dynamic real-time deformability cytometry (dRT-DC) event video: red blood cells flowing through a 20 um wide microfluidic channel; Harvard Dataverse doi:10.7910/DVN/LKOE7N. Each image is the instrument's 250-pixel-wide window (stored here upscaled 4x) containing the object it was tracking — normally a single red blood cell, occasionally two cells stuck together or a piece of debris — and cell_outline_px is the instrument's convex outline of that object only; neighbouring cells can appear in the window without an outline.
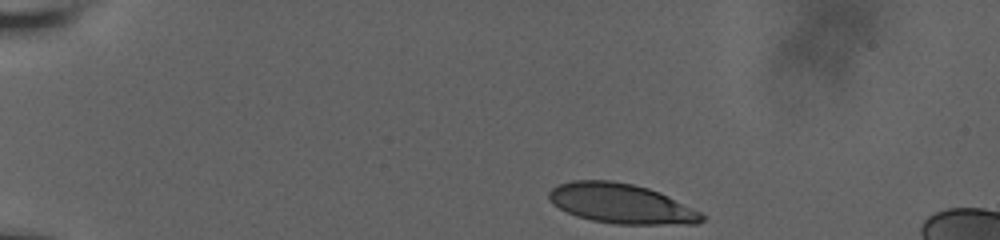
{"species": "human", "species_latin": "Homo sapiens", "temperature_condition": "room temperature", "stored_images_in_passage": 57, "camera_frame_rate_fps": 3000, "um_per_image_px": 0.085, "donor": {"sex": "male"}, "frame": {"image": 1, "passage_image": 1, "time_ms": 0.0, "image_size_px": [1000, 240], "cell_outline_px": [[708, 216], [704, 220], [696, 224], [616, 224], [592, 220], [576, 216], [552, 204], [548, 200], [548, 192], [552, 188], [560, 184], [572, 180], [612, 180], [632, 184], [648, 188], [660, 192]], "centroid_in_image_um": [52.8, 17.3], "position_along_channel_um": 32.2, "area_um2": 35.49}}
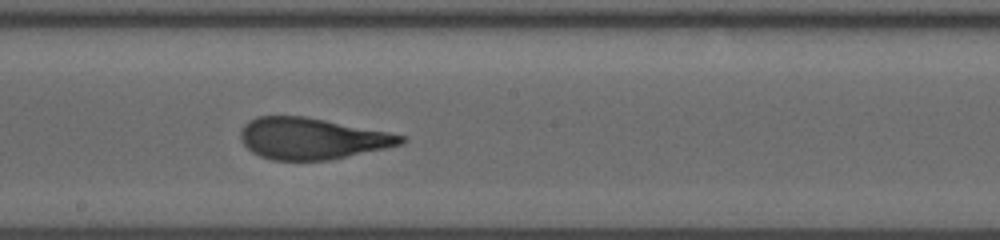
{"frame": {"image": 2, "passage_image": 33, "time_ms": 7.333, "image_size_px": [1000, 240], "cell_outline_px": [[408, 140], [400, 144], [384, 148], [332, 160], [272, 160], [260, 156], [252, 152], [240, 140], [240, 128], [248, 120], [256, 116], [308, 116], [408, 136]], "centroid_in_image_um": [26.49, 11.76], "position_along_channel_um": 221.7, "area_um2": 38.96}}
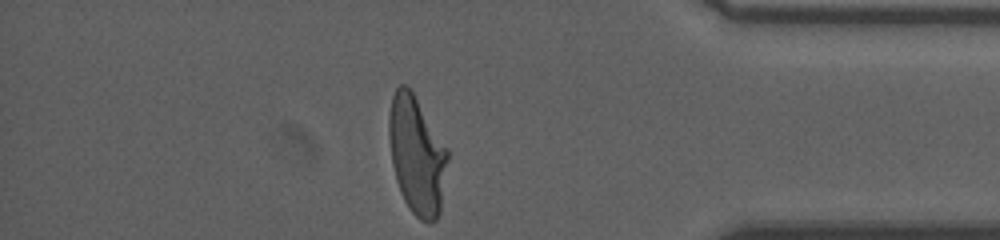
{"frame": {"image": 3, "passage_image": 57, "time_ms": 12.667, "image_size_px": [1000, 240], "cell_outline_px": [[448, 156], [440, 212], [436, 220], [428, 224], [420, 220], [412, 212], [404, 200], [400, 192], [396, 180], [392, 164], [388, 136], [388, 116], [392, 96], [396, 88], [400, 84], [404, 84], [412, 92], [448, 148]], "centroid_in_image_um": [35.41, 13.21], "position_along_channel_um": 399.8, "area_um2": 40.34}, "authors_computed_cell_mechanics": {"area_um2": 38.726, "velocity_mm_per_s": 3.7793, "shape_relaxation_time_tau1_ms": 6.7981, "shape_relaxation_time_tau2_ms": 0.8182, "deformation_change_tau1": 0.2675, "deformation_change_tau2": 0.0983}}